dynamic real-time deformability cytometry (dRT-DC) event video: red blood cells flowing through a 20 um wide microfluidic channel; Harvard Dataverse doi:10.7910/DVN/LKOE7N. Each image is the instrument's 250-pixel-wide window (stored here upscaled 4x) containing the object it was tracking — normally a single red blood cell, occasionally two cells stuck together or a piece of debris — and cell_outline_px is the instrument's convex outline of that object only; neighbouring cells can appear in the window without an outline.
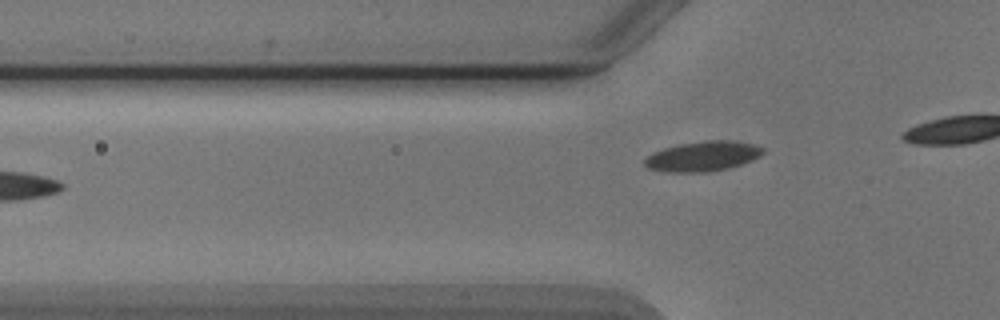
{"species": "Egyptian fruit bat (a non-hibernating species)", "species_latin": "Rousettus aegyptiacus", "temperature_condition": "cold", "stored_images_in_passage": 6, "camera_frame_rate_fps": 3000, "um_per_image_px": 0.085, "animal": {"sex": "male"}, "frame": {"image": 1, "passage_image": 6, "time_ms": 6.0, "image_size_px": [1000, 320], "cell_outline_px": [[764, 152], [760, 156], [752, 160], [728, 168], [704, 172], [668, 172], [648, 168], [644, 164], [644, 160], [652, 152], [664, 148], [680, 144], [708, 140], [728, 140], [756, 144], [764, 148]], "centroid_in_image_um": [59.75, 13.27], "position_along_channel_um": 66.1, "area_um2": 20.58}}